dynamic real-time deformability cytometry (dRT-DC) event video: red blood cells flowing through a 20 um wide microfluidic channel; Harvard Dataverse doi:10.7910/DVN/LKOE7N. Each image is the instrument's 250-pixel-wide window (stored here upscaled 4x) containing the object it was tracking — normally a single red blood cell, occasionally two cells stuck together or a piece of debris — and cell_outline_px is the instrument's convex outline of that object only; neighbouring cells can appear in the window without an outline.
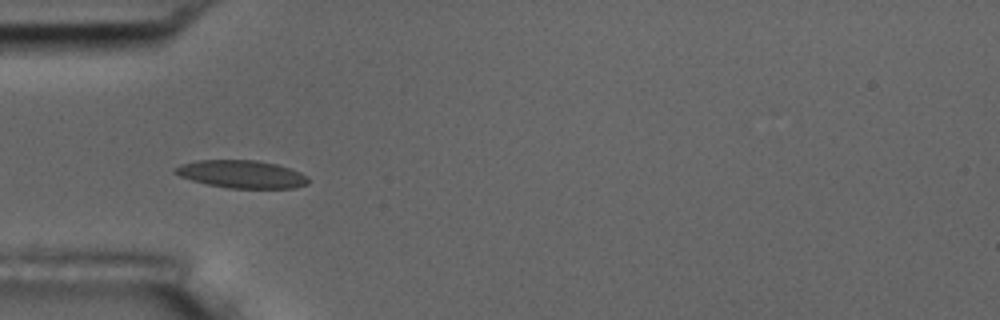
{"species": "common noctule bat (a hibernating species)", "species_latin": "Nyctalus noctula", "temperature_condition": "room temperature", "stored_images_in_passage": 10, "camera_frame_rate_fps": 3000, "um_per_image_px": 0.085, "animal": {"sex": "male", "body_mass_g": 17.5, "forearm_length_mm": 52.3}, "frame": {"image": 1, "passage_image": 6, "time_ms": 5.667, "image_size_px": [1000, 320], "cell_outline_px": [[308, 184], [292, 188], [228, 188], [208, 184], [192, 180], [180, 176], [172, 172], [172, 168], [180, 164], [200, 160], [256, 160], [276, 164], [300, 172], [308, 176]], "centroid_in_image_um": [20.51, 14.8], "position_along_channel_um": 64.5, "area_um2": 21.5}}
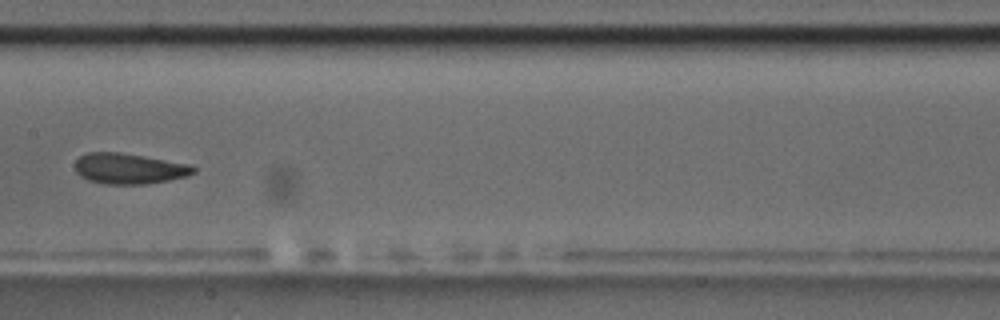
{"frame": {"image": 2, "passage_image": 9, "time_ms": 9.333, "image_size_px": [1000, 320], "cell_outline_px": [[196, 172], [188, 176], [168, 180], [144, 184], [104, 184], [88, 180], [80, 176], [76, 172], [76, 160], [80, 156], [88, 152], [120, 152], [192, 164], [196, 168]], "centroid_in_image_um": [11.0, 14.33], "position_along_channel_um": 196.4, "area_um2": 21.27}}
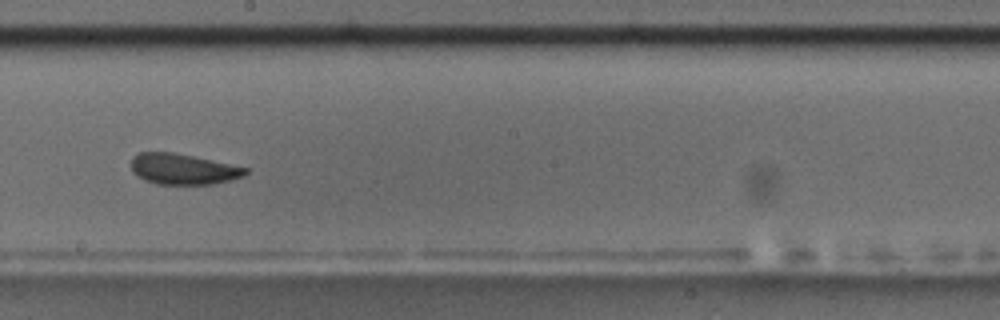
{"frame": {"image": 3, "passage_image": 10, "time_ms": 10.333, "image_size_px": [1000, 320], "cell_outline_px": [[248, 172], [244, 176], [232, 180], [212, 184], [156, 184], [144, 180], [136, 176], [132, 172], [132, 156], [140, 152], [172, 152], [192, 156], [248, 168]], "centroid_in_image_um": [15.54, 14.38], "position_along_channel_um": 232.7, "area_um2": 20.46}}